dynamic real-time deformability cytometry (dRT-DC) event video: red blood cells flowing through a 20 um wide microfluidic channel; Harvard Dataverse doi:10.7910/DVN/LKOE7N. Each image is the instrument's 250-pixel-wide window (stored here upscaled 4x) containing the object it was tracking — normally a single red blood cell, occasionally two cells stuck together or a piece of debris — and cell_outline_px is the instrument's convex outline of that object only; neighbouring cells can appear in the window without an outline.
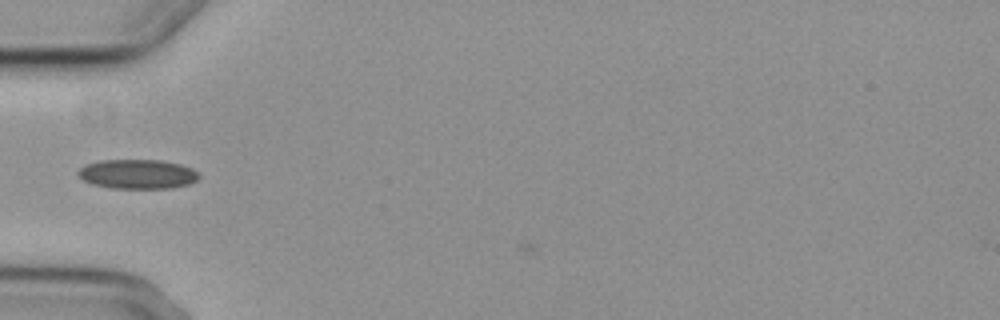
{"species": "common noctule bat (a hibernating species)", "species_latin": "Nyctalus noctula", "temperature_condition": "cold", "stored_images_in_passage": 5, "camera_frame_rate_fps": 3000, "um_per_image_px": 0.085, "animal": {"sex": "female", "body_mass_g": 29.2, "forearm_length_mm": 56.3}, "frame": {"image": 1, "passage_image": 4, "time_ms": 4.667, "image_size_px": [1000, 320], "cell_outline_px": [[200, 176], [196, 180], [188, 184], [172, 188], [112, 188], [92, 184], [84, 180], [76, 172], [80, 168], [88, 164], [100, 160], [160, 160], [180, 164], [192, 168]], "centroid_in_image_um": [11.69, 14.79], "position_along_channel_um": 73.3, "area_um2": 20.58}}
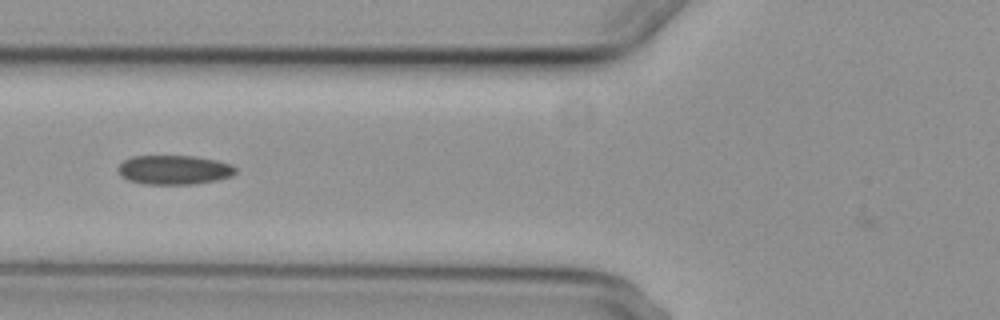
{"frame": {"image": 2, "passage_image": 5, "time_ms": 5.667, "image_size_px": [1000, 320], "cell_outline_px": [[236, 172], [232, 176], [216, 180], [196, 184], [144, 184], [128, 180], [120, 176], [116, 168], [124, 160], [132, 156], [192, 156], [216, 160], [232, 164], [236, 168]], "centroid_in_image_um": [14.78, 14.44], "position_along_channel_um": 111.0, "area_um2": 20.17}}